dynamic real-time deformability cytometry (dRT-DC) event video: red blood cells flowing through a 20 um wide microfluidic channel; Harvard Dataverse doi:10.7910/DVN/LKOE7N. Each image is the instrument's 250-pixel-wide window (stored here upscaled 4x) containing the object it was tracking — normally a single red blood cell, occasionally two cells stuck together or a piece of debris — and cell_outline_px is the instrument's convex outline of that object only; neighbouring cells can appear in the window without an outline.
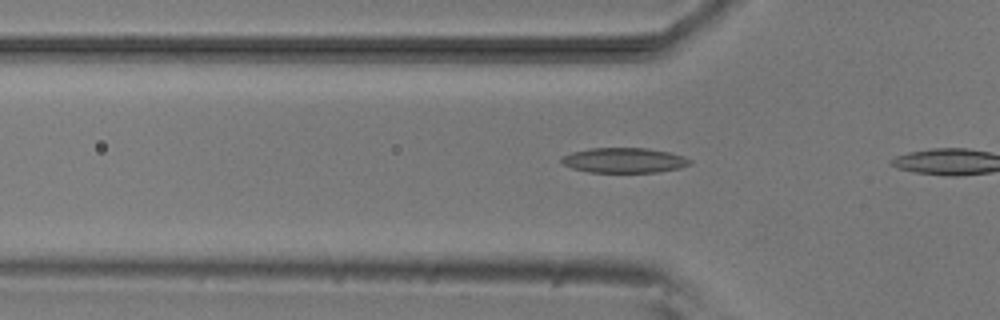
{"species": "common noctule bat (a hibernating species)", "species_latin": "Nyctalus noctula", "temperature_condition": "room temperature", "stored_images_in_passage": 9, "camera_frame_rate_fps": 3000, "um_per_image_px": 0.085, "animal": {"sex": "male", "body_mass_g": 20.5, "forearm_length_mm": 52.5}, "frame": {"image": 1, "passage_image": 6, "time_ms": 1.667, "image_size_px": [1000, 320], "cell_outline_px": [[692, 164], [680, 168], [656, 172], [588, 172], [572, 168], [564, 164], [560, 160], [560, 156], [572, 152], [588, 148], [648, 148], [668, 152], [684, 156], [692, 160]], "centroid_in_image_um": [53.05, 13.62], "position_along_channel_um": 72.8, "area_um2": 18.84}}